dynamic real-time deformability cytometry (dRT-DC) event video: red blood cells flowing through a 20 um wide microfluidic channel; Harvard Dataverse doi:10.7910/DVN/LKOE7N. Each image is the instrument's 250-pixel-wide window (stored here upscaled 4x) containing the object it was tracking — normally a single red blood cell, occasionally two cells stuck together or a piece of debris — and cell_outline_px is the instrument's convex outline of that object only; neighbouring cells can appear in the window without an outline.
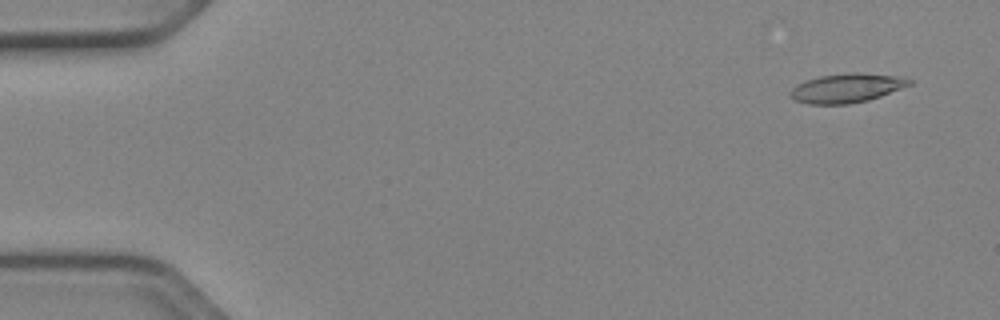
{"species": "Egyptian fruit bat (a non-hibernating species)", "species_latin": "Rousettus aegyptiacus", "temperature_condition": "cold", "stored_images_in_passage": 51, "camera_frame_rate_fps": 3000, "um_per_image_px": 0.085, "animal": {"sex": "female"}, "frame": {"image": 1, "passage_image": 3, "time_ms": 0.667, "image_size_px": [1000, 320], "cell_outline_px": [[912, 84], [880, 96], [868, 100], [848, 104], [808, 104], [796, 100], [788, 92], [796, 84], [820, 76], [852, 72], [860, 72], [904, 76], [912, 80]], "centroid_in_image_um": [72.01, 7.47], "position_along_channel_um": 13.0, "area_um2": 20.23}}
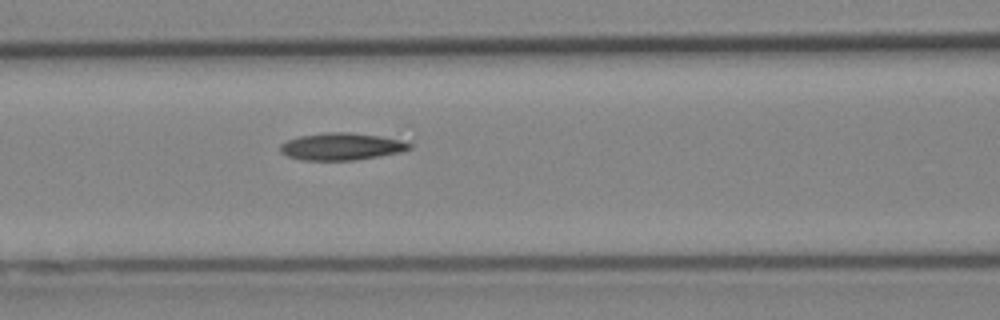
{"frame": {"image": 2, "passage_image": 22, "time_ms": 7.0, "image_size_px": [1000, 320], "cell_outline_px": [[412, 148], [400, 152], [352, 160], [300, 160], [288, 156], [280, 152], [280, 144], [288, 140], [300, 136], [328, 132], [348, 132], [380, 136], [400, 140], [412, 144]], "centroid_in_image_um": [29.0, 12.45], "position_along_channel_um": 137.6, "area_um2": 20.23}}
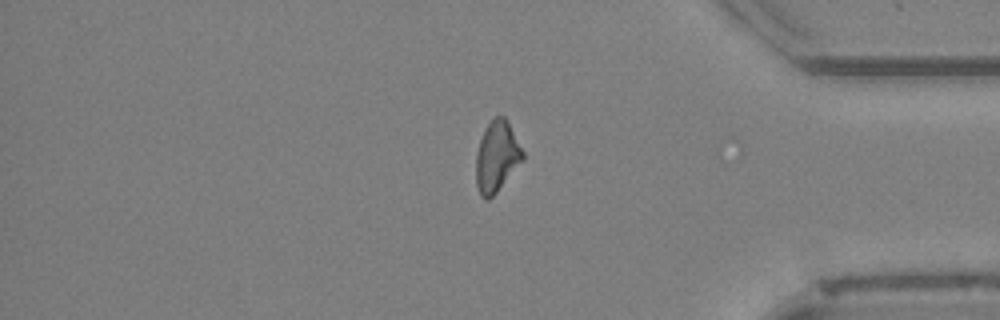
{"frame": {"image": 3, "passage_image": 43, "time_ms": 14.0, "image_size_px": [1000, 320], "cell_outline_px": [[524, 160], [496, 192], [488, 200], [484, 200], [480, 196], [476, 184], [476, 152], [480, 140], [488, 124], [496, 116], [504, 116], [508, 120], [524, 152]], "centroid_in_image_um": [42.24, 13.32], "position_along_channel_um": 393.0, "area_um2": 19.31}, "authors_computed_cell_mechanics": {"area_um2": 19.5942, "velocity_mm_per_s": 3.9684, "shape_relaxation_time_tau1_ms": null, "shape_relaxation_time_tau2_ms": 4.9345, "deformation_change_tau1": null, "deformation_change_tau2": 0.1352}}